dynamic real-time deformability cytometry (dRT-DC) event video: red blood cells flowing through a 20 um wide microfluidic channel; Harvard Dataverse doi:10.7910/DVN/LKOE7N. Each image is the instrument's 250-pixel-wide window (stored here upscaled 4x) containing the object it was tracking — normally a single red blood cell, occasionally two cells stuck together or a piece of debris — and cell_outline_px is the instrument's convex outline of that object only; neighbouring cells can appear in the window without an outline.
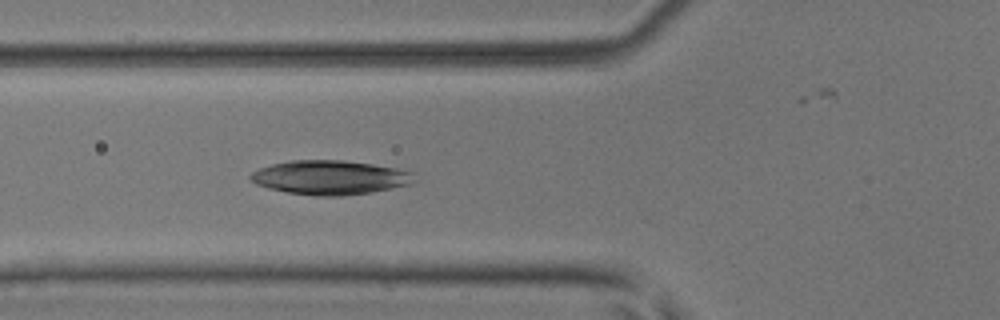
{"species": "common noctule bat (a hibernating species)", "species_latin": "Nyctalus noctula", "temperature_condition": "room temperature", "stored_images_in_passage": 6, "camera_frame_rate_fps": 3000, "um_per_image_px": 0.085, "animal": {"sex": "male", "body_mass_g": 17.9, "forearm_length_mm": 54.2}, "frame": {"image": 1, "passage_image": 6, "time_ms": 1.667, "image_size_px": [1000, 320], "cell_outline_px": [[416, 180], [408, 184], [392, 188], [372, 192], [344, 196], [316, 196], [288, 192], [268, 188], [256, 184], [248, 180], [248, 176], [252, 172], [260, 168], [272, 164], [292, 160], [344, 160], [372, 164], [396, 168], [416, 172]], "centroid_in_image_um": [28.06, 15.08], "position_along_channel_um": 97.7, "area_um2": 32.83}}